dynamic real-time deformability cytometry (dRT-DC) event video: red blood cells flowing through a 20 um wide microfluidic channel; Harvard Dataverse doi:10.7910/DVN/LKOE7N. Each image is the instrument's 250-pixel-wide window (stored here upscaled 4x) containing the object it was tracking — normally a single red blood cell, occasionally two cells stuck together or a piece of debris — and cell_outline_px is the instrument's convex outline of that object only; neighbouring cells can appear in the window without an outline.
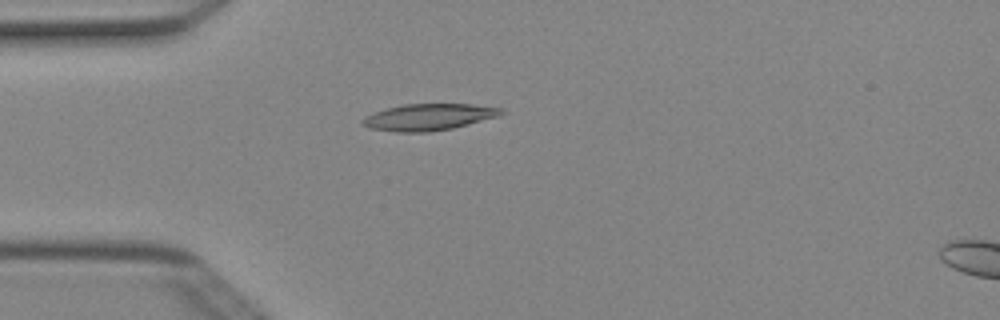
{"species": "Egyptian fruit bat (a non-hibernating species)", "species_latin": "Rousettus aegyptiacus", "temperature_condition": "cold", "stored_images_in_passage": 5, "camera_frame_rate_fps": 3000, "um_per_image_px": 0.085, "animal": {"sex": "female"}, "frame": {"image": 1, "passage_image": 4, "time_ms": 1.0, "image_size_px": [1000, 320], "cell_outline_px": [[504, 112], [500, 116], [452, 128], [428, 132], [396, 132], [368, 128], [360, 124], [360, 120], [364, 116], [388, 108], [404, 104], [472, 104], [500, 108]], "centroid_in_image_um": [36.39, 9.96], "position_along_channel_um": 48.6, "area_um2": 21.44}}